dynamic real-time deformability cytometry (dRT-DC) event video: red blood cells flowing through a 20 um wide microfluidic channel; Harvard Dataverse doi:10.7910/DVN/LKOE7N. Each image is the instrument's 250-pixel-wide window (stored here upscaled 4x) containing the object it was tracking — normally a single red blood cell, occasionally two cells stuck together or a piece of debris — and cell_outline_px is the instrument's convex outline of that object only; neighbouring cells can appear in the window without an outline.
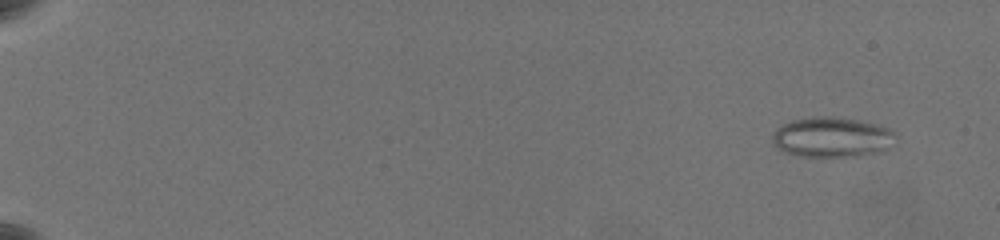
{"species": "common noctule bat (a hibernating species)", "species_latin": "Nyctalus noctula", "temperature_condition": "warm", "stored_images_in_passage": 62, "camera_frame_rate_fps": 3000, "um_per_image_px": 0.085, "animal": {"sex": "female", "body_mass_g": 19.5, "forearm_length_mm": 54.1}, "frame": {"image": 1, "passage_image": 5, "time_ms": 1.333, "image_size_px": [1000, 240], "cell_outline_px": [[896, 132], [884, 148], [880, 152], [860, 156], [800, 156], [784, 152], [776, 148], [772, 140], [772, 136], [784, 124], [792, 120], [812, 116], [832, 116], [856, 120], [876, 124], [888, 128]], "centroid_in_image_um": [70.66, 11.66], "position_along_channel_um": 14.3, "area_um2": 28.32}}
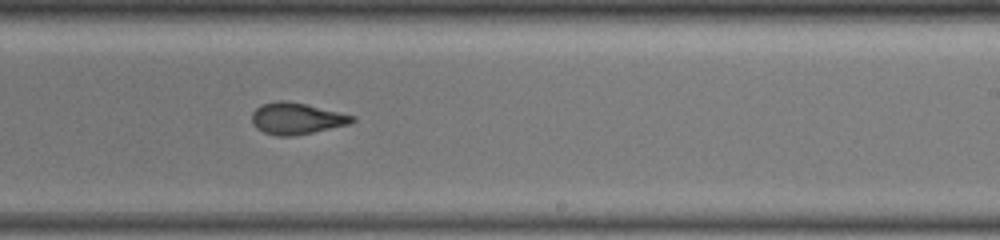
{"frame": {"image": 2, "passage_image": 42, "time_ms": 13.667, "image_size_px": [1000, 240], "cell_outline_px": [[356, 120], [352, 124], [292, 136], [276, 136], [264, 132], [256, 128], [252, 124], [252, 112], [260, 104], [276, 100], [288, 100], [340, 112], [356, 116]], "centroid_in_image_um": [25.21, 10.06], "position_along_channel_um": 263.8, "area_um2": 18.67}}
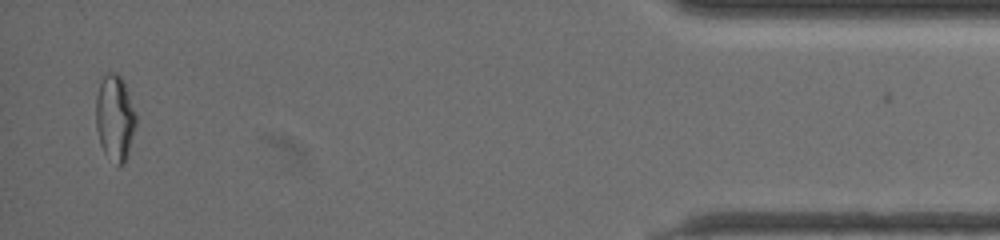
{"frame": {"image": 3, "passage_image": 61, "time_ms": 20.0, "image_size_px": [1000, 240], "cell_outline_px": [[136, 124], [128, 152], [124, 164], [116, 164], [104, 152], [100, 144], [96, 128], [96, 96], [100, 84], [104, 76], [108, 72], [116, 72], [124, 80], [136, 116]], "centroid_in_image_um": [9.76, 9.99], "position_along_channel_um": 425.4, "area_um2": 19.83}}